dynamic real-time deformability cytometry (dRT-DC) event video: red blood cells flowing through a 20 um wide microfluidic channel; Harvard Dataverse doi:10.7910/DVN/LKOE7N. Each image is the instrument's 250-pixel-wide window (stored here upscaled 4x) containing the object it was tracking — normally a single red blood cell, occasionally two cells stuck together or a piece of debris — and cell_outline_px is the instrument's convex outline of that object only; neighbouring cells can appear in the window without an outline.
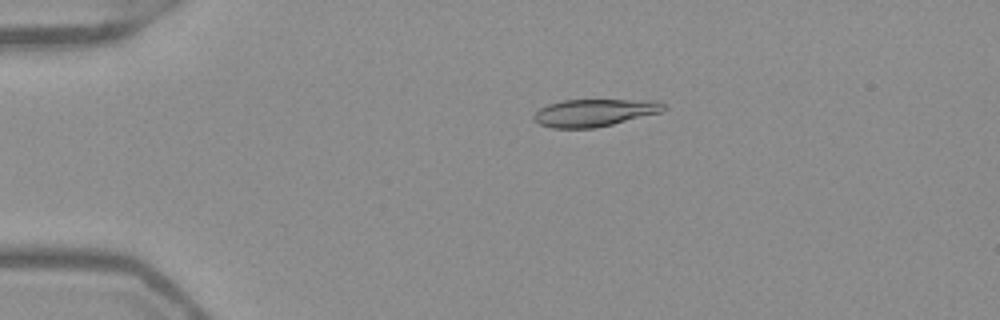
{"species": "Egyptian fruit bat (a non-hibernating species)", "species_latin": "Rousettus aegyptiacus", "temperature_condition": "warm", "stored_images_in_passage": 45, "camera_frame_rate_fps": 3000, "um_per_image_px": 0.085, "frame": {"image": 1, "passage_image": 4, "time_ms": 1.0, "image_size_px": [1000, 320], "cell_outline_px": [[664, 108], [660, 112], [596, 128], [552, 128], [540, 124], [532, 116], [540, 108], [548, 104], [564, 100], [660, 100], [664, 104]], "centroid_in_image_um": [50.51, 9.57], "position_along_channel_um": 34.5, "area_um2": 20.52}}
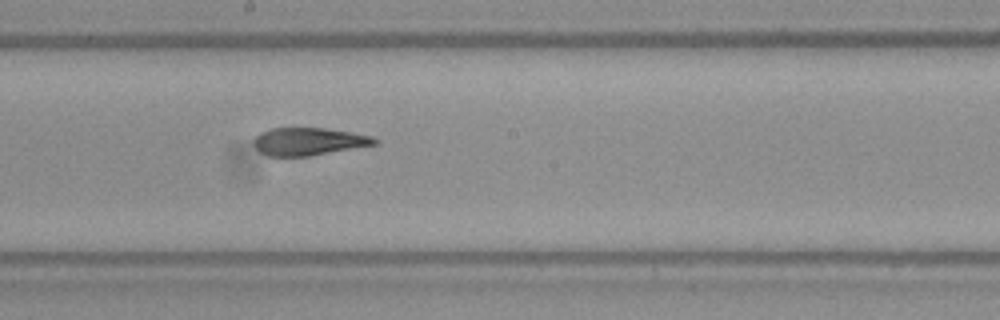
{"frame": {"image": 2, "passage_image": 22, "time_ms": 7.0, "image_size_px": [1000, 320], "cell_outline_px": [[380, 140], [376, 144], [308, 156], [268, 156], [260, 152], [256, 148], [256, 136], [260, 132], [272, 128], [324, 128], [352, 132], [372, 136]], "centroid_in_image_um": [26.26, 12.02], "position_along_channel_um": 221.9, "area_um2": 19.25}}
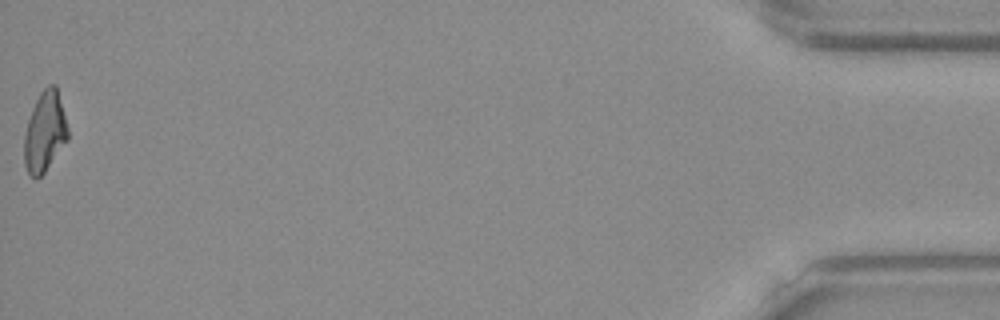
{"frame": {"image": 3, "passage_image": 45, "time_ms": 14.667, "image_size_px": [1000, 320], "cell_outline_px": [[68, 140], [44, 172], [36, 180], [28, 172], [24, 164], [24, 136], [28, 120], [32, 108], [40, 92], [48, 84], [56, 84], [68, 128]], "centroid_in_image_um": [3.8, 11.19], "position_along_channel_um": 431.4, "area_um2": 20.35}, "authors_computed_cell_mechanics": {"area_um2": 20.519, "velocity_mm_per_s": 3.9491, "shape_relaxation_time_tau1_ms": 9.5605, "shape_relaxation_time_tau2_ms": 2.2991, "deformation_change_tau1": 0.3096, "deformation_change_tau2": 0.0882}}